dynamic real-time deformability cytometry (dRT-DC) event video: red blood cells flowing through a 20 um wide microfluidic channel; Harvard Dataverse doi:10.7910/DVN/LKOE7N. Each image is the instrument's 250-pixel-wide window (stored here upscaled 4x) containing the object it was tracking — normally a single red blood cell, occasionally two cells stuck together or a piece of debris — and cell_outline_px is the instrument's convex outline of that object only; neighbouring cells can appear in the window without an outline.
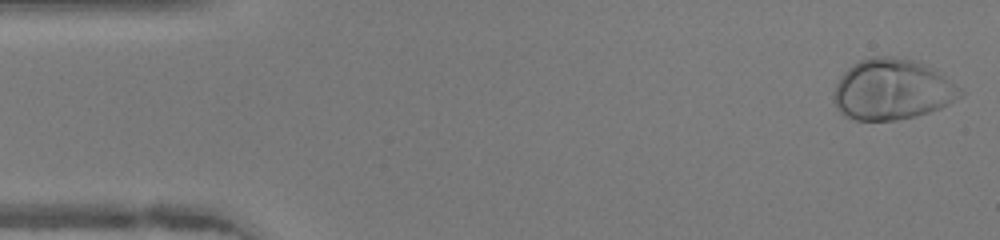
{"species": "human", "species_latin": "Homo sapiens", "temperature_condition": "warm", "stored_images_in_passage": 46, "camera_frame_rate_fps": 3000, "um_per_image_px": 0.085, "donor": {"sex": "female"}, "frame": {"image": 1, "passage_image": 1, "time_ms": 0.0, "image_size_px": [1000, 240], "cell_outline_px": [[964, 92], [960, 96], [948, 104], [940, 108], [916, 116], [896, 120], [856, 120], [844, 116], [836, 108], [832, 100], [832, 96], [836, 84], [840, 76], [848, 68], [860, 60], [872, 56], [892, 56], [916, 60], [932, 68], [944, 76], [960, 88]], "centroid_in_image_um": [75.79, 7.61], "position_along_channel_um": 9.2, "area_um2": 44.85}}
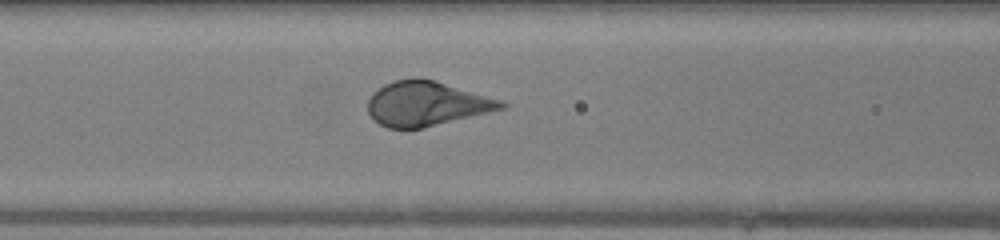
{"frame": {"image": 2, "passage_image": 18, "time_ms": 5.667, "image_size_px": [1000, 240], "cell_outline_px": [[508, 104], [504, 108], [488, 112], [420, 128], [388, 128], [380, 124], [368, 112], [368, 100], [372, 92], [384, 84], [396, 80], [416, 76], [432, 80], [504, 100]], "centroid_in_image_um": [36.24, 8.79], "position_along_channel_um": 130.4, "area_um2": 34.28}}
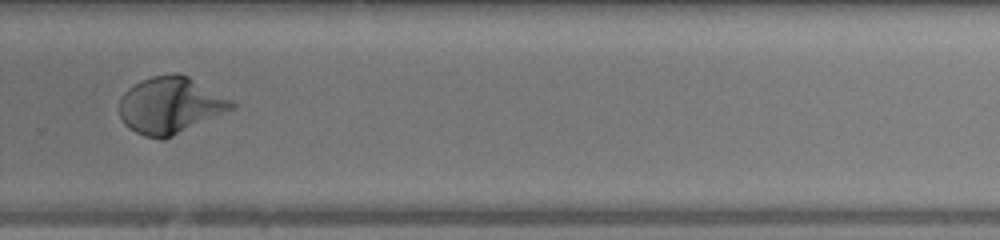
{"frame": {"image": 3, "passage_image": 31, "time_ms": 10.0, "image_size_px": [1000, 240], "cell_outline_px": [[236, 108], [164, 140], [160, 140], [144, 136], [128, 128], [124, 124], [120, 116], [120, 96], [128, 88], [140, 80], [152, 76], [172, 72], [180, 72], [188, 76], [232, 100], [236, 104]], "centroid_in_image_um": [14.47, 8.95], "position_along_channel_um": 315.3, "area_um2": 37.45}, "authors_computed_cell_mechanics": {"area_um2": 37.281, "velocity_mm_per_s": 4.2771, "shape_relaxation_time_tau1_ms": 2.346, "shape_relaxation_time_tau2_ms": null, "deformation_change_tau1": 0.1921, "deformation_change_tau2": null}}